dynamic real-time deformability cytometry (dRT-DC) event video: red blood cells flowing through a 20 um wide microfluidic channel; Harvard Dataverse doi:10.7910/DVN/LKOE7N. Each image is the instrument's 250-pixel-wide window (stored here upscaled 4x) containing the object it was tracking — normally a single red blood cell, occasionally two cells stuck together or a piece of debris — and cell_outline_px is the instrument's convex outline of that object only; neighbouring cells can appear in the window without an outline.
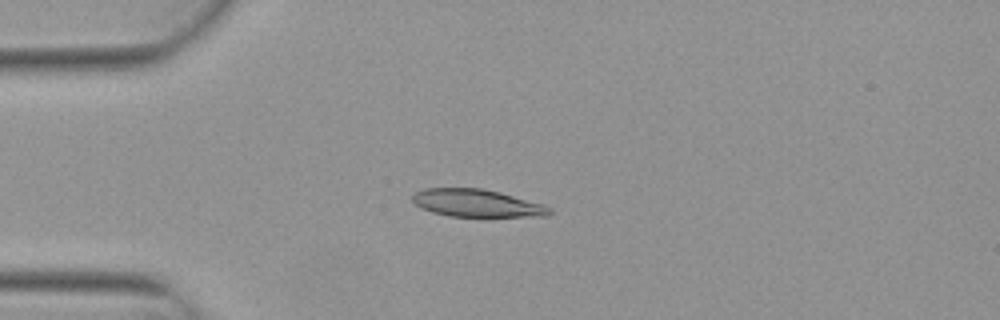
{"species": "Egyptian fruit bat (a non-hibernating species)", "species_latin": "Rousettus aegyptiacus", "temperature_condition": "warm", "stored_images_in_passage": 5, "camera_frame_rate_fps": 3000, "um_per_image_px": 0.085, "animal": {"sex": "female"}, "frame": {"image": 1, "passage_image": 4, "time_ms": 1.0, "image_size_px": [1000, 320], "cell_outline_px": [[552, 212], [548, 216], [448, 216], [432, 212], [416, 204], [412, 200], [412, 196], [416, 192], [424, 188], [484, 188], [500, 192], [544, 204], [552, 208]], "centroid_in_image_um": [40.56, 17.26], "position_along_channel_um": 44.4, "area_um2": 21.96}}